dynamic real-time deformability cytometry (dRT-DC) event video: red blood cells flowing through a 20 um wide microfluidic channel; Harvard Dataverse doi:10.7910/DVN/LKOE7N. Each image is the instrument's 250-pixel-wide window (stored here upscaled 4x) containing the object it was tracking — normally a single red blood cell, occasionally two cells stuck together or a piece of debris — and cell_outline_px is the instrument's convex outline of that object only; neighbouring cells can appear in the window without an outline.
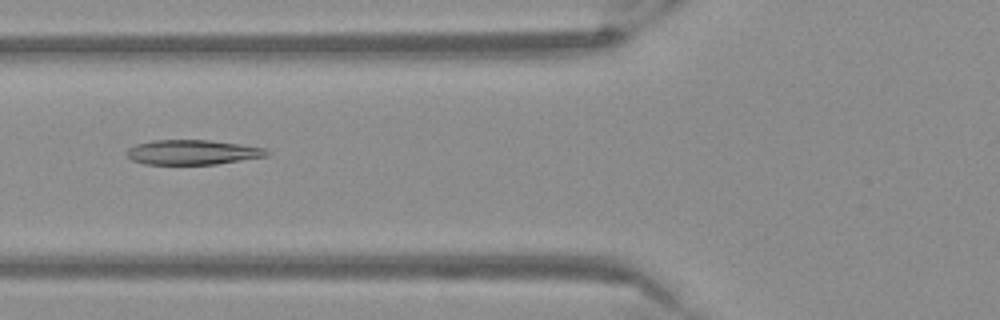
{"species": "Egyptian fruit bat (a non-hibernating species)", "species_latin": "Rousettus aegyptiacus", "temperature_condition": "warm", "stored_images_in_passage": 36, "camera_frame_rate_fps": 3000, "um_per_image_px": 0.085, "frame": {"image": 1, "passage_image": 4, "time_ms": 1.0, "image_size_px": [1000, 320], "cell_outline_px": [[272, 152], [268, 156], [216, 164], [144, 164], [132, 160], [124, 152], [128, 148], [136, 144], [152, 140], [208, 140], [240, 144], [264, 148]], "centroid_in_image_um": [16.36, 12.94], "position_along_channel_um": 109.4, "area_um2": 20.29}}
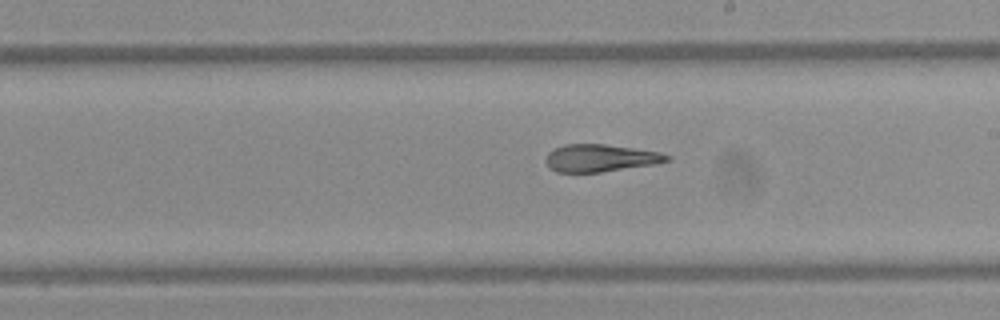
{"frame": {"image": 2, "passage_image": 14, "time_ms": 4.333, "image_size_px": [1000, 320], "cell_outline_px": [[672, 160], [656, 164], [600, 172], [556, 172], [548, 168], [544, 160], [548, 152], [564, 144], [604, 144], [660, 152], [672, 156]], "centroid_in_image_um": [51.03, 13.44], "position_along_channel_um": 238.0, "area_um2": 19.48}}
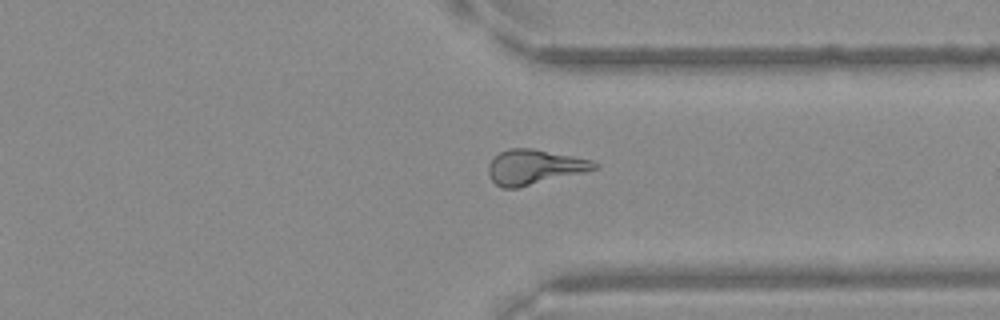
{"frame": {"image": 3, "passage_image": 24, "time_ms": 7.667, "image_size_px": [1000, 320], "cell_outline_px": [[600, 168], [520, 188], [500, 188], [488, 176], [488, 164], [500, 152], [508, 148], [532, 148], [592, 160], [600, 164]], "centroid_in_image_um": [45.42, 14.21], "position_along_channel_um": 366.0, "area_um2": 21.68}}